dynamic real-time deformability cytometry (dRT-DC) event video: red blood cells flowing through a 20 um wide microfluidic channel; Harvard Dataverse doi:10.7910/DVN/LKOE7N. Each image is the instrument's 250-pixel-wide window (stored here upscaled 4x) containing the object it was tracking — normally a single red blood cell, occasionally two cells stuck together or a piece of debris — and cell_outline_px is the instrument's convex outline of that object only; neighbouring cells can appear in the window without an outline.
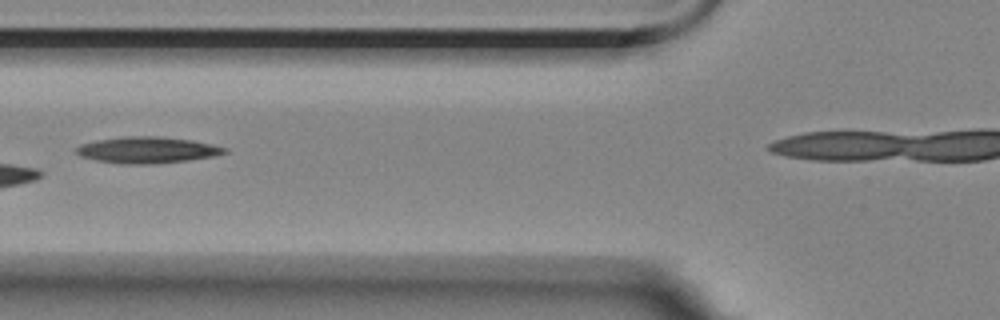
{"species": "Egyptian fruit bat (a non-hibernating species)", "species_latin": "Rousettus aegyptiacus", "temperature_condition": "room temperature", "stored_images_in_passage": 9, "camera_frame_rate_fps": 3000, "um_per_image_px": 0.085, "animal": {"sex": "female"}, "frame": {"image": 1, "passage_image": 6, "time_ms": 5.667, "image_size_px": [1000, 320], "cell_outline_px": [[228, 152], [212, 156], [188, 160], [148, 164], [124, 164], [96, 160], [80, 156], [76, 152], [76, 148], [80, 144], [96, 140], [124, 136], [156, 136], [192, 140], [228, 148]], "centroid_in_image_um": [12.49, 12.74], "position_along_channel_um": 113.3, "area_um2": 22.6}}
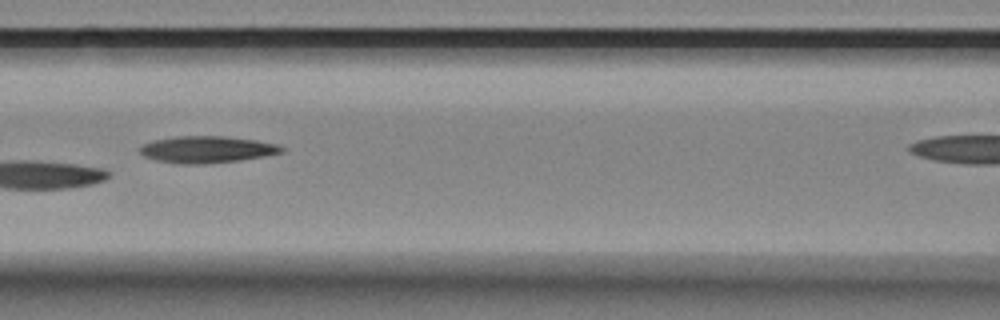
{"frame": {"image": 2, "passage_image": 7, "time_ms": 6.667, "image_size_px": [1000, 320], "cell_outline_px": [[284, 152], [264, 156], [240, 160], [204, 164], [176, 164], [156, 160], [144, 156], [140, 152], [140, 144], [152, 140], [176, 136], [224, 136], [256, 140], [276, 144], [284, 148]], "centroid_in_image_um": [17.54, 12.7], "position_along_channel_um": 149.1, "area_um2": 22.25}}
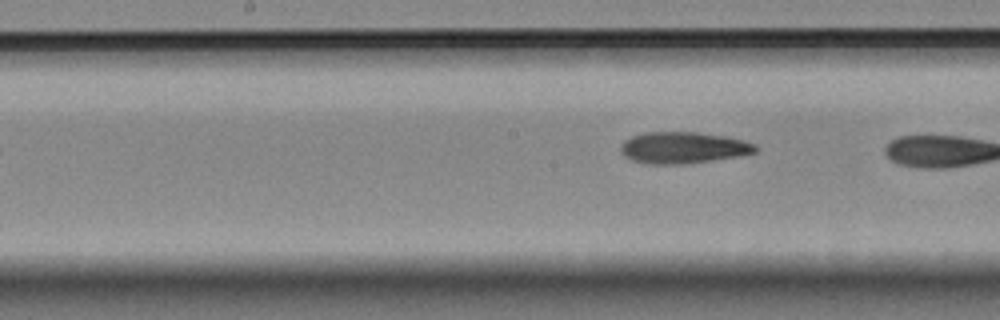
{"frame": {"image": 3, "passage_image": 9, "time_ms": 9.667, "image_size_px": [1000, 320], "cell_outline_px": [[756, 152], [736, 156], [712, 160], [680, 164], [648, 164], [632, 160], [624, 156], [620, 152], [620, 144], [624, 140], [632, 136], [648, 132], [696, 132], [728, 136], [744, 140], [756, 144]], "centroid_in_image_um": [58.04, 12.54], "position_along_channel_um": 190.2, "area_um2": 24.74}}